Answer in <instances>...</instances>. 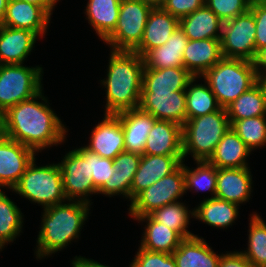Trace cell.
Segmentation results:
<instances>
[{"label":"cell","instance_id":"1","mask_svg":"<svg viewBox=\"0 0 266 267\" xmlns=\"http://www.w3.org/2000/svg\"><path fill=\"white\" fill-rule=\"evenodd\" d=\"M42 91L4 113L5 136L36 153L63 144L68 132Z\"/></svg>","mask_w":266,"mask_h":267},{"label":"cell","instance_id":"2","mask_svg":"<svg viewBox=\"0 0 266 267\" xmlns=\"http://www.w3.org/2000/svg\"><path fill=\"white\" fill-rule=\"evenodd\" d=\"M107 76L100 81L106 88L104 114L138 109L142 90L144 61L133 51L110 52Z\"/></svg>","mask_w":266,"mask_h":267},{"label":"cell","instance_id":"3","mask_svg":"<svg viewBox=\"0 0 266 267\" xmlns=\"http://www.w3.org/2000/svg\"><path fill=\"white\" fill-rule=\"evenodd\" d=\"M90 206L85 202L67 200L65 203L44 208L34 253L36 259L42 260L62 251L71 241L79 239L82 227L88 219Z\"/></svg>","mask_w":266,"mask_h":267},{"label":"cell","instance_id":"4","mask_svg":"<svg viewBox=\"0 0 266 267\" xmlns=\"http://www.w3.org/2000/svg\"><path fill=\"white\" fill-rule=\"evenodd\" d=\"M201 77L224 109L258 82L253 62L234 58H222Z\"/></svg>","mask_w":266,"mask_h":267},{"label":"cell","instance_id":"5","mask_svg":"<svg viewBox=\"0 0 266 267\" xmlns=\"http://www.w3.org/2000/svg\"><path fill=\"white\" fill-rule=\"evenodd\" d=\"M230 125L227 111L224 108L186 120L182 126L184 162L189 155L194 161H208L219 141L230 129Z\"/></svg>","mask_w":266,"mask_h":267},{"label":"cell","instance_id":"6","mask_svg":"<svg viewBox=\"0 0 266 267\" xmlns=\"http://www.w3.org/2000/svg\"><path fill=\"white\" fill-rule=\"evenodd\" d=\"M13 191L19 196L41 205L43 209L67 201L59 163L37 166L36 157L13 187Z\"/></svg>","mask_w":266,"mask_h":267},{"label":"cell","instance_id":"7","mask_svg":"<svg viewBox=\"0 0 266 267\" xmlns=\"http://www.w3.org/2000/svg\"><path fill=\"white\" fill-rule=\"evenodd\" d=\"M43 68L23 64L0 65V109L5 113L10 107L32 98L43 88Z\"/></svg>","mask_w":266,"mask_h":267},{"label":"cell","instance_id":"8","mask_svg":"<svg viewBox=\"0 0 266 267\" xmlns=\"http://www.w3.org/2000/svg\"><path fill=\"white\" fill-rule=\"evenodd\" d=\"M152 6L140 0H121L114 31L103 41L110 51H133L141 42Z\"/></svg>","mask_w":266,"mask_h":267},{"label":"cell","instance_id":"9","mask_svg":"<svg viewBox=\"0 0 266 267\" xmlns=\"http://www.w3.org/2000/svg\"><path fill=\"white\" fill-rule=\"evenodd\" d=\"M184 194L186 191L183 161L170 175L140 192L130 203L128 215L134 220L149 215L156 209L179 201Z\"/></svg>","mask_w":266,"mask_h":267},{"label":"cell","instance_id":"10","mask_svg":"<svg viewBox=\"0 0 266 267\" xmlns=\"http://www.w3.org/2000/svg\"><path fill=\"white\" fill-rule=\"evenodd\" d=\"M59 167L63 190L67 200L81 201L92 205L89 196L97 194L90 175V152L83 146L67 152Z\"/></svg>","mask_w":266,"mask_h":267},{"label":"cell","instance_id":"11","mask_svg":"<svg viewBox=\"0 0 266 267\" xmlns=\"http://www.w3.org/2000/svg\"><path fill=\"white\" fill-rule=\"evenodd\" d=\"M255 32V20L250 10L223 22L220 39L223 58L253 61L257 53Z\"/></svg>","mask_w":266,"mask_h":267},{"label":"cell","instance_id":"12","mask_svg":"<svg viewBox=\"0 0 266 267\" xmlns=\"http://www.w3.org/2000/svg\"><path fill=\"white\" fill-rule=\"evenodd\" d=\"M35 156L31 148L6 136L0 138V189L12 190Z\"/></svg>","mask_w":266,"mask_h":267},{"label":"cell","instance_id":"13","mask_svg":"<svg viewBox=\"0 0 266 267\" xmlns=\"http://www.w3.org/2000/svg\"><path fill=\"white\" fill-rule=\"evenodd\" d=\"M139 109L151 114L156 120L183 126L187 120L186 92H141Z\"/></svg>","mask_w":266,"mask_h":267},{"label":"cell","instance_id":"14","mask_svg":"<svg viewBox=\"0 0 266 267\" xmlns=\"http://www.w3.org/2000/svg\"><path fill=\"white\" fill-rule=\"evenodd\" d=\"M93 128L89 144L83 146L86 150L112 160L125 151L124 131L116 114H104L103 120Z\"/></svg>","mask_w":266,"mask_h":267},{"label":"cell","instance_id":"15","mask_svg":"<svg viewBox=\"0 0 266 267\" xmlns=\"http://www.w3.org/2000/svg\"><path fill=\"white\" fill-rule=\"evenodd\" d=\"M184 161L183 155H141L130 189V203L143 190L170 175Z\"/></svg>","mask_w":266,"mask_h":267},{"label":"cell","instance_id":"16","mask_svg":"<svg viewBox=\"0 0 266 267\" xmlns=\"http://www.w3.org/2000/svg\"><path fill=\"white\" fill-rule=\"evenodd\" d=\"M51 16L42 8L20 0H9L1 25L26 29L39 38L46 34Z\"/></svg>","mask_w":266,"mask_h":267},{"label":"cell","instance_id":"17","mask_svg":"<svg viewBox=\"0 0 266 267\" xmlns=\"http://www.w3.org/2000/svg\"><path fill=\"white\" fill-rule=\"evenodd\" d=\"M250 170V167L217 168L215 198L238 205L249 202L254 182Z\"/></svg>","mask_w":266,"mask_h":267},{"label":"cell","instance_id":"18","mask_svg":"<svg viewBox=\"0 0 266 267\" xmlns=\"http://www.w3.org/2000/svg\"><path fill=\"white\" fill-rule=\"evenodd\" d=\"M178 26V18L162 7L153 8L148 16L143 38L133 52L143 57L149 50L165 44Z\"/></svg>","mask_w":266,"mask_h":267},{"label":"cell","instance_id":"19","mask_svg":"<svg viewBox=\"0 0 266 267\" xmlns=\"http://www.w3.org/2000/svg\"><path fill=\"white\" fill-rule=\"evenodd\" d=\"M38 38L32 31L0 25V65L23 64Z\"/></svg>","mask_w":266,"mask_h":267},{"label":"cell","instance_id":"20","mask_svg":"<svg viewBox=\"0 0 266 267\" xmlns=\"http://www.w3.org/2000/svg\"><path fill=\"white\" fill-rule=\"evenodd\" d=\"M143 155H183L182 126L156 120L149 131Z\"/></svg>","mask_w":266,"mask_h":267},{"label":"cell","instance_id":"21","mask_svg":"<svg viewBox=\"0 0 266 267\" xmlns=\"http://www.w3.org/2000/svg\"><path fill=\"white\" fill-rule=\"evenodd\" d=\"M223 58L220 39L189 40L183 52L184 68L201 77Z\"/></svg>","mask_w":266,"mask_h":267},{"label":"cell","instance_id":"22","mask_svg":"<svg viewBox=\"0 0 266 267\" xmlns=\"http://www.w3.org/2000/svg\"><path fill=\"white\" fill-rule=\"evenodd\" d=\"M141 154L123 151L113 159L114 172L109 181L98 191L108 197L121 195L130 201V189L138 170Z\"/></svg>","mask_w":266,"mask_h":267},{"label":"cell","instance_id":"23","mask_svg":"<svg viewBox=\"0 0 266 267\" xmlns=\"http://www.w3.org/2000/svg\"><path fill=\"white\" fill-rule=\"evenodd\" d=\"M124 131L125 151L141 154L145 148L149 131L156 118L138 109L126 110L116 114Z\"/></svg>","mask_w":266,"mask_h":267},{"label":"cell","instance_id":"24","mask_svg":"<svg viewBox=\"0 0 266 267\" xmlns=\"http://www.w3.org/2000/svg\"><path fill=\"white\" fill-rule=\"evenodd\" d=\"M188 42L189 39L179 25L165 44L149 50L142 57L144 68L184 67L183 52Z\"/></svg>","mask_w":266,"mask_h":267},{"label":"cell","instance_id":"25","mask_svg":"<svg viewBox=\"0 0 266 267\" xmlns=\"http://www.w3.org/2000/svg\"><path fill=\"white\" fill-rule=\"evenodd\" d=\"M193 77L184 67L144 68L141 92L185 91Z\"/></svg>","mask_w":266,"mask_h":267},{"label":"cell","instance_id":"26","mask_svg":"<svg viewBox=\"0 0 266 267\" xmlns=\"http://www.w3.org/2000/svg\"><path fill=\"white\" fill-rule=\"evenodd\" d=\"M176 267H218L221 254H216L204 238L197 235L183 239L172 253Z\"/></svg>","mask_w":266,"mask_h":267},{"label":"cell","instance_id":"27","mask_svg":"<svg viewBox=\"0 0 266 267\" xmlns=\"http://www.w3.org/2000/svg\"><path fill=\"white\" fill-rule=\"evenodd\" d=\"M251 152L243 140L230 128L217 144L208 162L216 168L249 167L247 160Z\"/></svg>","mask_w":266,"mask_h":267},{"label":"cell","instance_id":"28","mask_svg":"<svg viewBox=\"0 0 266 267\" xmlns=\"http://www.w3.org/2000/svg\"><path fill=\"white\" fill-rule=\"evenodd\" d=\"M189 40L221 39L223 22L206 4L179 20Z\"/></svg>","mask_w":266,"mask_h":267},{"label":"cell","instance_id":"29","mask_svg":"<svg viewBox=\"0 0 266 267\" xmlns=\"http://www.w3.org/2000/svg\"><path fill=\"white\" fill-rule=\"evenodd\" d=\"M135 220L147 224L140 240V247L145 250L172 254L183 240L176 231L156 222L150 215L137 217Z\"/></svg>","mask_w":266,"mask_h":267},{"label":"cell","instance_id":"30","mask_svg":"<svg viewBox=\"0 0 266 267\" xmlns=\"http://www.w3.org/2000/svg\"><path fill=\"white\" fill-rule=\"evenodd\" d=\"M239 206L236 203L218 198H205L194 209V219L217 228L225 229L239 217Z\"/></svg>","mask_w":266,"mask_h":267},{"label":"cell","instance_id":"31","mask_svg":"<svg viewBox=\"0 0 266 267\" xmlns=\"http://www.w3.org/2000/svg\"><path fill=\"white\" fill-rule=\"evenodd\" d=\"M120 5L121 0H88L84 13L101 41H104L114 31Z\"/></svg>","mask_w":266,"mask_h":267},{"label":"cell","instance_id":"32","mask_svg":"<svg viewBox=\"0 0 266 267\" xmlns=\"http://www.w3.org/2000/svg\"><path fill=\"white\" fill-rule=\"evenodd\" d=\"M226 111L230 122L245 118L266 116V97L259 82L234 100L226 108Z\"/></svg>","mask_w":266,"mask_h":267},{"label":"cell","instance_id":"33","mask_svg":"<svg viewBox=\"0 0 266 267\" xmlns=\"http://www.w3.org/2000/svg\"><path fill=\"white\" fill-rule=\"evenodd\" d=\"M198 78L201 77H193L185 90L187 120L213 113L221 108L205 81H203L204 84L195 83Z\"/></svg>","mask_w":266,"mask_h":267},{"label":"cell","instance_id":"34","mask_svg":"<svg viewBox=\"0 0 266 267\" xmlns=\"http://www.w3.org/2000/svg\"><path fill=\"white\" fill-rule=\"evenodd\" d=\"M156 222L176 231L183 239L195 236L188 231L190 219L194 218V210H189L186 203L177 201L167 204L149 214Z\"/></svg>","mask_w":266,"mask_h":267},{"label":"cell","instance_id":"35","mask_svg":"<svg viewBox=\"0 0 266 267\" xmlns=\"http://www.w3.org/2000/svg\"><path fill=\"white\" fill-rule=\"evenodd\" d=\"M23 213L16 203L0 189V241L13 243L22 233Z\"/></svg>","mask_w":266,"mask_h":267},{"label":"cell","instance_id":"36","mask_svg":"<svg viewBox=\"0 0 266 267\" xmlns=\"http://www.w3.org/2000/svg\"><path fill=\"white\" fill-rule=\"evenodd\" d=\"M249 216L248 248L240 252L254 267H266V222L256 212Z\"/></svg>","mask_w":266,"mask_h":267},{"label":"cell","instance_id":"37","mask_svg":"<svg viewBox=\"0 0 266 267\" xmlns=\"http://www.w3.org/2000/svg\"><path fill=\"white\" fill-rule=\"evenodd\" d=\"M196 168L184 164L185 191H208L211 197L216 195L217 168L208 161H195Z\"/></svg>","mask_w":266,"mask_h":267},{"label":"cell","instance_id":"38","mask_svg":"<svg viewBox=\"0 0 266 267\" xmlns=\"http://www.w3.org/2000/svg\"><path fill=\"white\" fill-rule=\"evenodd\" d=\"M230 124V128L251 151L266 146V116L245 118Z\"/></svg>","mask_w":266,"mask_h":267},{"label":"cell","instance_id":"39","mask_svg":"<svg viewBox=\"0 0 266 267\" xmlns=\"http://www.w3.org/2000/svg\"><path fill=\"white\" fill-rule=\"evenodd\" d=\"M205 4L222 22L234 19L250 9L248 0H205Z\"/></svg>","mask_w":266,"mask_h":267},{"label":"cell","instance_id":"40","mask_svg":"<svg viewBox=\"0 0 266 267\" xmlns=\"http://www.w3.org/2000/svg\"><path fill=\"white\" fill-rule=\"evenodd\" d=\"M129 267H176V262L172 254L139 247Z\"/></svg>","mask_w":266,"mask_h":267},{"label":"cell","instance_id":"41","mask_svg":"<svg viewBox=\"0 0 266 267\" xmlns=\"http://www.w3.org/2000/svg\"><path fill=\"white\" fill-rule=\"evenodd\" d=\"M113 172L112 159L102 158L90 152V175H92V183L97 191L109 181Z\"/></svg>","mask_w":266,"mask_h":267},{"label":"cell","instance_id":"42","mask_svg":"<svg viewBox=\"0 0 266 267\" xmlns=\"http://www.w3.org/2000/svg\"><path fill=\"white\" fill-rule=\"evenodd\" d=\"M205 5V0H165L162 8L179 20Z\"/></svg>","mask_w":266,"mask_h":267},{"label":"cell","instance_id":"43","mask_svg":"<svg viewBox=\"0 0 266 267\" xmlns=\"http://www.w3.org/2000/svg\"><path fill=\"white\" fill-rule=\"evenodd\" d=\"M256 26V52L266 46V3L250 4Z\"/></svg>","mask_w":266,"mask_h":267},{"label":"cell","instance_id":"44","mask_svg":"<svg viewBox=\"0 0 266 267\" xmlns=\"http://www.w3.org/2000/svg\"><path fill=\"white\" fill-rule=\"evenodd\" d=\"M218 267H254L240 251L221 254Z\"/></svg>","mask_w":266,"mask_h":267},{"label":"cell","instance_id":"45","mask_svg":"<svg viewBox=\"0 0 266 267\" xmlns=\"http://www.w3.org/2000/svg\"><path fill=\"white\" fill-rule=\"evenodd\" d=\"M252 62L254 64L257 77L266 75V46L257 51Z\"/></svg>","mask_w":266,"mask_h":267},{"label":"cell","instance_id":"46","mask_svg":"<svg viewBox=\"0 0 266 267\" xmlns=\"http://www.w3.org/2000/svg\"><path fill=\"white\" fill-rule=\"evenodd\" d=\"M71 262V267H111L108 265L100 264V262L95 261L94 259H87L82 256H75Z\"/></svg>","mask_w":266,"mask_h":267},{"label":"cell","instance_id":"47","mask_svg":"<svg viewBox=\"0 0 266 267\" xmlns=\"http://www.w3.org/2000/svg\"><path fill=\"white\" fill-rule=\"evenodd\" d=\"M42 7L50 16L53 14L55 5L59 0H20Z\"/></svg>","mask_w":266,"mask_h":267},{"label":"cell","instance_id":"48","mask_svg":"<svg viewBox=\"0 0 266 267\" xmlns=\"http://www.w3.org/2000/svg\"><path fill=\"white\" fill-rule=\"evenodd\" d=\"M9 0H0V25L3 22Z\"/></svg>","mask_w":266,"mask_h":267},{"label":"cell","instance_id":"49","mask_svg":"<svg viewBox=\"0 0 266 267\" xmlns=\"http://www.w3.org/2000/svg\"><path fill=\"white\" fill-rule=\"evenodd\" d=\"M140 1L152 6L153 8L162 7L165 2V0H140Z\"/></svg>","mask_w":266,"mask_h":267},{"label":"cell","instance_id":"50","mask_svg":"<svg viewBox=\"0 0 266 267\" xmlns=\"http://www.w3.org/2000/svg\"><path fill=\"white\" fill-rule=\"evenodd\" d=\"M5 136L4 112L0 109V138Z\"/></svg>","mask_w":266,"mask_h":267},{"label":"cell","instance_id":"51","mask_svg":"<svg viewBox=\"0 0 266 267\" xmlns=\"http://www.w3.org/2000/svg\"><path fill=\"white\" fill-rule=\"evenodd\" d=\"M258 82L262 86L266 97V75L258 77Z\"/></svg>","mask_w":266,"mask_h":267},{"label":"cell","instance_id":"52","mask_svg":"<svg viewBox=\"0 0 266 267\" xmlns=\"http://www.w3.org/2000/svg\"><path fill=\"white\" fill-rule=\"evenodd\" d=\"M248 2L250 4H253V3H266V0H248Z\"/></svg>","mask_w":266,"mask_h":267},{"label":"cell","instance_id":"53","mask_svg":"<svg viewBox=\"0 0 266 267\" xmlns=\"http://www.w3.org/2000/svg\"><path fill=\"white\" fill-rule=\"evenodd\" d=\"M5 246L2 244V242L0 241V251H2V249L4 248Z\"/></svg>","mask_w":266,"mask_h":267}]
</instances>
